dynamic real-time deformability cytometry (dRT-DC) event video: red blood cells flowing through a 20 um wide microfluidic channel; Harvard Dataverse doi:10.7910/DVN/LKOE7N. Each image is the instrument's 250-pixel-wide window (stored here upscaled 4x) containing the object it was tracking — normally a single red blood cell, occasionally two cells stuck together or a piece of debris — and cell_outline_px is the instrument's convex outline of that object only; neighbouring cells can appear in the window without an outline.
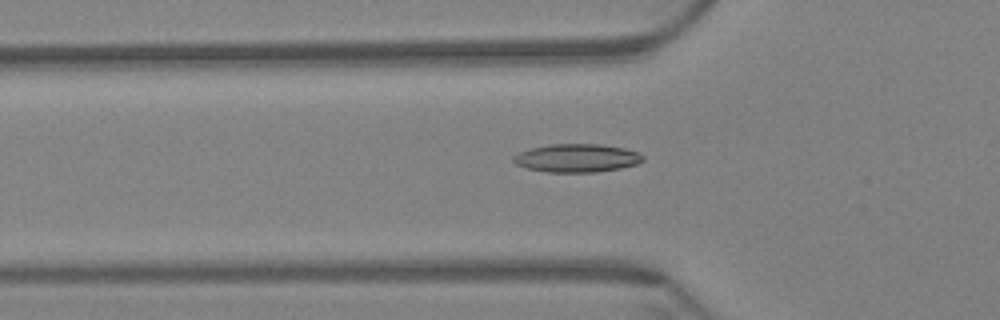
{"species": "Egyptian fruit bat (a non-hibernating species)", "species_latin": "Rousettus aegyptiacus", "temperature_condition": "warm", "stored_images_in_passage": 41, "camera_frame_rate_fps": 3000, "um_per_image_px": 0.085, "animal": {"sex": "female"}, "frame": {"image": 1, "passage_image": 21, "time_ms": 6.667, "image_size_px": [1000, 320], "cell_outline_px": [[644, 160], [636, 164], [620, 168], [596, 172], [548, 172], [528, 168], [516, 164], [512, 160], [512, 156], [520, 152], [532, 148], [548, 144], [600, 144], [624, 148], [640, 152], [644, 156]], "centroid_in_image_um": [49.05, 13.43], "position_along_channel_um": 76.7, "area_um2": 21.33}}
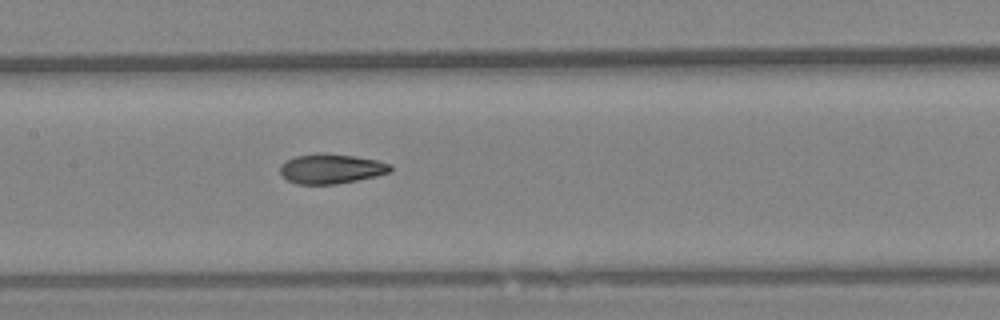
{"frame": {"image": 2, "passage_image": 30, "time_ms": 9.667, "image_size_px": [1000, 320], "cell_outline_px": [[392, 168], [388, 172], [376, 176], [336, 184], [296, 184], [288, 180], [280, 172], [280, 164], [296, 156], [316, 152], [324, 152], [352, 156], [376, 160], [392, 164]], "centroid_in_image_um": [28.13, 14.33], "position_along_channel_um": 179.3, "area_um2": 19.07}}
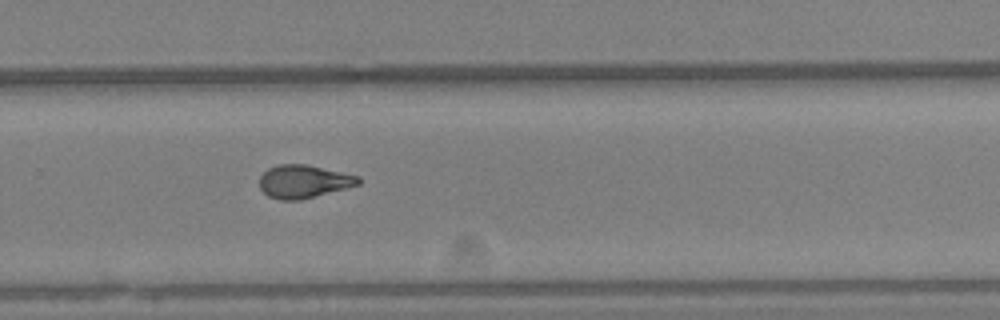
{"frame": {"image": 3, "passage_image": 41, "time_ms": 13.333, "image_size_px": [1000, 320], "cell_outline_px": [[360, 184], [300, 200], [280, 200], [268, 196], [260, 188], [260, 176], [268, 168], [280, 164], [308, 164], [360, 176]], "centroid_in_image_um": [25.81, 15.41], "position_along_channel_um": 304.0, "area_um2": 19.02}}